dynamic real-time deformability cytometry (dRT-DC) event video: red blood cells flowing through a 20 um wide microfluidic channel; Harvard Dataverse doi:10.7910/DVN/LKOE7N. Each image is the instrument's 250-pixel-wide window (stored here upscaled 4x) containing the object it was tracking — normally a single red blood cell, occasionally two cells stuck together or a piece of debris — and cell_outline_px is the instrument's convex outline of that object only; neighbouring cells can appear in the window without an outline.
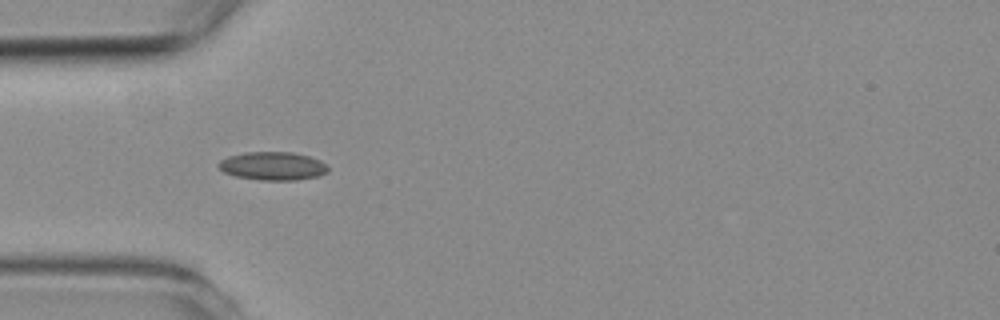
{"species": "common noctule bat (a hibernating species)", "species_latin": "Nyctalus noctula", "temperature_condition": "room temperature", "stored_images_in_passage": 2, "camera_frame_rate_fps": 3000, "um_per_image_px": 0.085, "animal": {"sex": "female", "body_mass_g": 19.3, "forearm_length_mm": 54.1}, "frame": {"image": 1, "passage_image": 1, "time_ms": 0.0, "image_size_px": [1000, 320], "cell_outline_px": [[328, 172], [316, 176], [296, 180], [260, 180], [236, 176], [224, 172], [216, 164], [220, 160], [228, 156], [244, 152], [292, 152], [308, 156], [320, 160], [328, 164]], "centroid_in_image_um": [23.18, 14.1], "position_along_channel_um": 61.8, "area_um2": 18.09}}
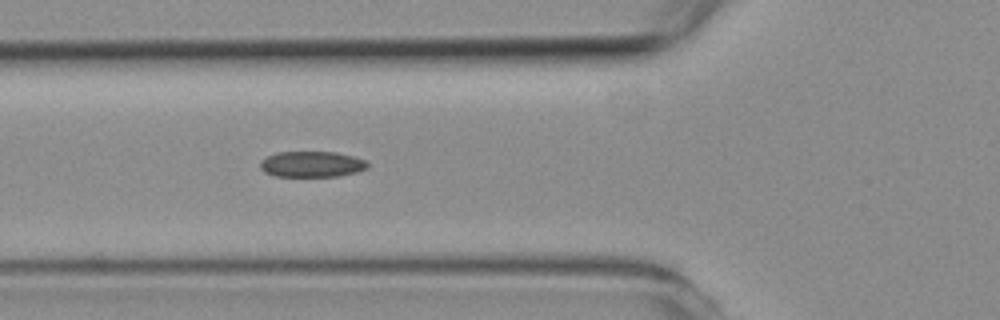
{"frame": {"image": 2, "passage_image": 2, "time_ms": 1.0, "image_size_px": [1000, 320], "cell_outline_px": [[368, 168], [356, 172], [340, 176], [276, 176], [264, 172], [260, 168], [260, 160], [276, 152], [336, 152], [352, 156], [364, 160], [368, 164]], "centroid_in_image_um": [26.48, 13.96], "position_along_channel_um": 99.3, "area_um2": 16.13}}